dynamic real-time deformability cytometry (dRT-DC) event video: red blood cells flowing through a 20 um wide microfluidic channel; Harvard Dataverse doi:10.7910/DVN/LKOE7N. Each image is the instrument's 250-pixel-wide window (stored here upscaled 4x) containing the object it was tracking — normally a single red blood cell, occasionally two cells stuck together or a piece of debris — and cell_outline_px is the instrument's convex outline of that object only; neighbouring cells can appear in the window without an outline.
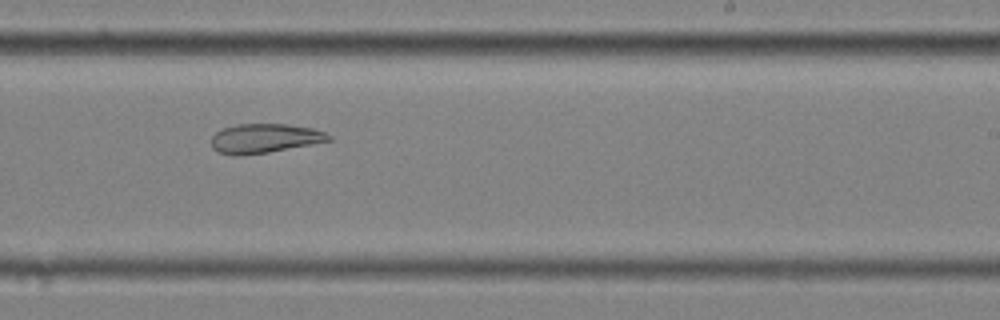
{"species": "common noctule bat (a hibernating species)", "species_latin": "Nyctalus noctula", "temperature_condition": "cold", "stored_images_in_passage": 11, "camera_frame_rate_fps": 3000, "um_per_image_px": 0.085, "animal": {"sex": "female", "body_mass_g": 25.1}, "frame": {"image": 1, "passage_image": 10, "time_ms": 3.0, "image_size_px": [1000, 320], "cell_outline_px": [[332, 140], [268, 152], [240, 156], [232, 156], [220, 152], [212, 148], [212, 136], [216, 132], [224, 128], [236, 124], [288, 124], [312, 128], [324, 132], [332, 136]], "centroid_in_image_um": [22.48, 11.76], "position_along_channel_um": 266.5, "area_um2": 19.94}}
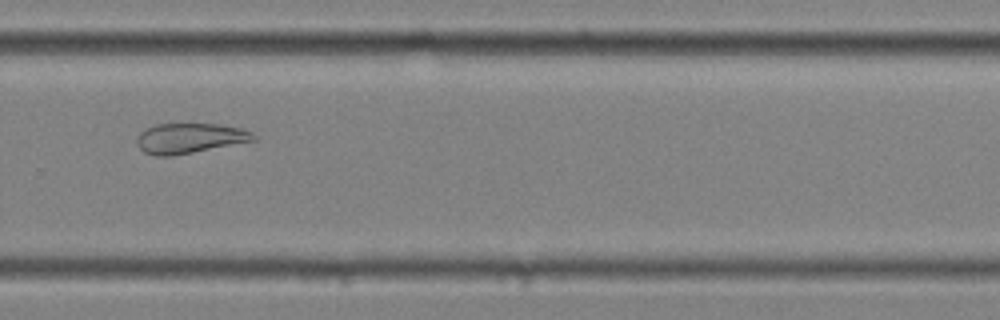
{"frame": {"image": 2, "passage_image": 11, "time_ms": 3.333, "image_size_px": [1000, 320], "cell_outline_px": [[256, 140], [172, 156], [156, 156], [144, 152], [136, 144], [136, 136], [140, 132], [156, 124], [220, 124], [240, 128], [252, 132], [256, 136]], "centroid_in_image_um": [16.1, 11.75], "position_along_channel_um": 313.7, "area_um2": 20.4}}